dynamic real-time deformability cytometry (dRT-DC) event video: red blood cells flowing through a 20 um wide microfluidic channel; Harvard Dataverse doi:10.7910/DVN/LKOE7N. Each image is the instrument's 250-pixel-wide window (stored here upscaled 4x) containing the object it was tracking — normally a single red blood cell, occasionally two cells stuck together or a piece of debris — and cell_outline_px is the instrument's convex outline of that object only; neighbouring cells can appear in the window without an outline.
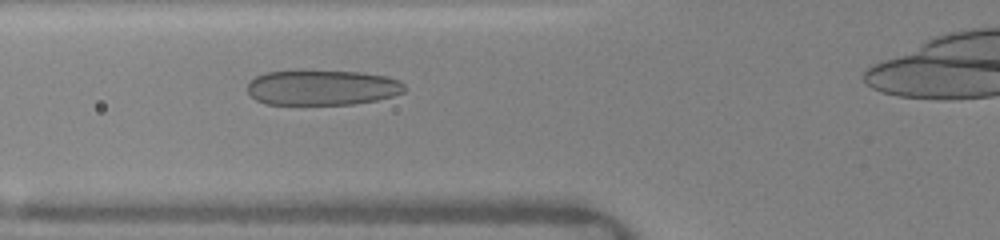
{"species": "human", "species_latin": "Homo sapiens", "temperature_condition": "warm", "stored_images_in_passage": 54, "camera_frame_rate_fps": 3000, "um_per_image_px": 0.085, "donor": {"sex": "female"}, "frame": {"image": 1, "passage_image": 19, "time_ms": 3.333, "image_size_px": [1000, 240], "cell_outline_px": [[404, 92], [392, 96], [376, 100], [352, 104], [264, 104], [256, 100], [248, 92], [248, 84], [256, 76], [268, 72], [364, 72], [388, 76], [400, 80], [404, 84]], "centroid_in_image_um": [27.43, 7.46], "position_along_channel_um": 98.4, "area_um2": 31.79}}
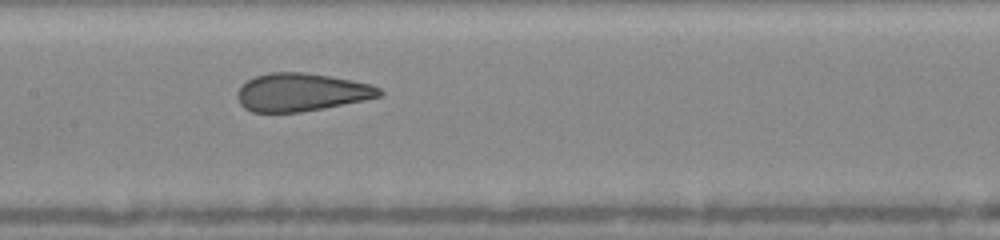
{"frame": {"image": 2, "passage_image": 30, "time_ms": 5.333, "image_size_px": [1000, 240], "cell_outline_px": [[384, 92], [380, 96], [364, 100], [324, 108], [300, 112], [252, 112], [244, 108], [240, 104], [236, 96], [236, 92], [248, 80], [256, 76], [272, 72], [304, 72], [332, 76], [372, 84], [380, 88]], "centroid_in_image_um": [25.63, 7.84], "position_along_channel_um": 181.8, "area_um2": 31.5}}
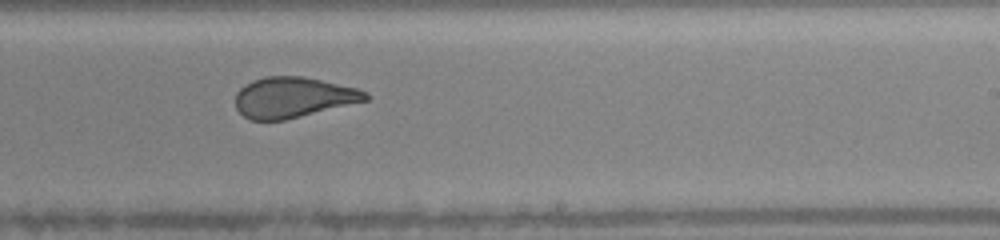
{"frame": {"image": 3, "passage_image": 42, "time_ms": 7.333, "image_size_px": [1000, 240], "cell_outline_px": [[368, 100], [284, 120], [248, 120], [236, 108], [236, 92], [244, 84], [252, 80], [268, 76], [304, 76], [356, 88], [368, 92]], "centroid_in_image_um": [24.89, 8.27], "position_along_channel_um": 264.1, "area_um2": 30.63}}